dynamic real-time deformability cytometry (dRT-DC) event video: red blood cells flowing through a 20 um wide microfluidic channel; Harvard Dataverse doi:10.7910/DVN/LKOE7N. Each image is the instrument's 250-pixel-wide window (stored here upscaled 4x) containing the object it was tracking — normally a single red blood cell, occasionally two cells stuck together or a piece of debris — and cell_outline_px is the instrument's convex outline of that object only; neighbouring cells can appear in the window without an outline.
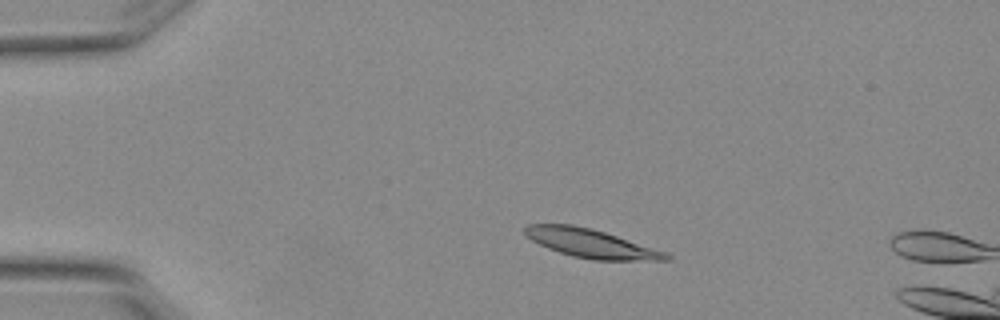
{"species": "Egyptian fruit bat (a non-hibernating species)", "species_latin": "Rousettus aegyptiacus", "temperature_condition": "warm", "stored_images_in_passage": 4, "camera_frame_rate_fps": 3000, "um_per_image_px": 0.085, "animal": {"sex": "female"}, "frame": {"image": 1, "passage_image": 2, "time_ms": 0.333, "image_size_px": [1000, 320], "cell_outline_px": [[672, 260], [592, 260], [572, 256], [548, 248], [524, 236], [524, 228], [528, 224], [572, 224], [592, 228], [668, 252], [672, 256]], "centroid_in_image_um": [50.25, 20.69], "position_along_channel_um": 34.7, "area_um2": 23.7}}